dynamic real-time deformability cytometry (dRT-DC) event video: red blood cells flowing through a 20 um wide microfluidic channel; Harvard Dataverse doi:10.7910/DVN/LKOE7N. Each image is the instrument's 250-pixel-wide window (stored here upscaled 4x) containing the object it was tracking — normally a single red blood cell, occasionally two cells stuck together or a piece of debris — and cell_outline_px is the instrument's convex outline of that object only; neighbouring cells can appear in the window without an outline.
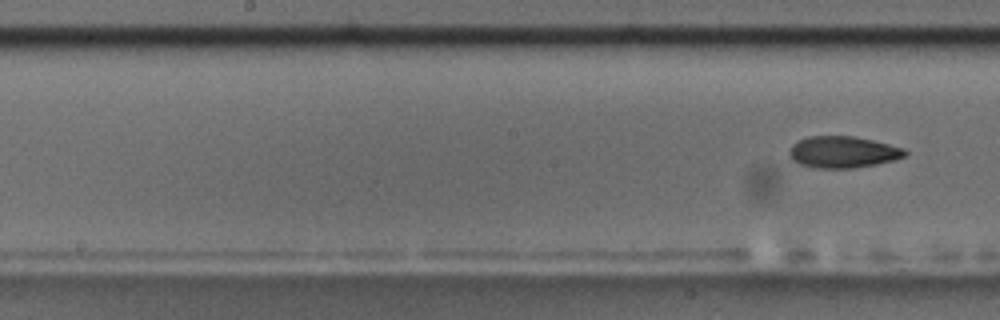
{"species": "common noctule bat (a hibernating species)", "species_latin": "Nyctalus noctula", "temperature_condition": "room temperature", "stored_images_in_passage": 9, "segment_of_instrument_passage": [2, 2], "camera_frame_rate_fps": 3000, "um_per_image_px": 0.085, "animal": {"sex": "male", "body_mass_g": 17.5, "forearm_length_mm": 52.3}, "frame": {"image": 1, "passage_image": 9, "time_ms": 10.667, "image_size_px": [1000, 320], "cell_outline_px": [[908, 152], [904, 156], [896, 160], [876, 164], [852, 168], [816, 168], [800, 164], [792, 160], [788, 156], [788, 152], [792, 144], [808, 136], [852, 136], [872, 140], [904, 148]], "centroid_in_image_um": [71.63, 12.93], "position_along_channel_um": 176.6, "area_um2": 21.33}}